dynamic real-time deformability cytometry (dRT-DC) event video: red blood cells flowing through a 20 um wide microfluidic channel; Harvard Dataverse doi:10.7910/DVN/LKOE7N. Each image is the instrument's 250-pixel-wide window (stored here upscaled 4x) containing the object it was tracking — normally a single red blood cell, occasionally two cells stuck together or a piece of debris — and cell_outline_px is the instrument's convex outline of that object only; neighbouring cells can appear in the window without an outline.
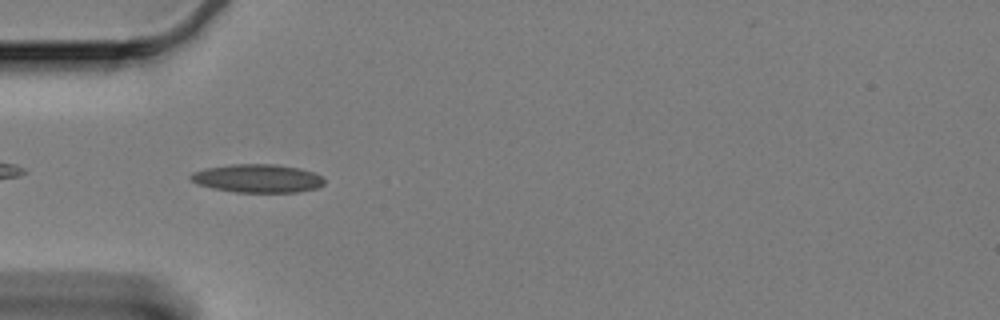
{"species": "Egyptian fruit bat (a non-hibernating species)", "species_latin": "Rousettus aegyptiacus", "temperature_condition": "cold", "stored_images_in_passage": 38, "camera_frame_rate_fps": 3000, "um_per_image_px": 0.085, "animal": {"sex": "female"}, "frame": {"image": 1, "passage_image": 2, "time_ms": 0.333, "image_size_px": [1000, 320], "cell_outline_px": [[324, 184], [316, 188], [296, 192], [236, 192], [212, 188], [196, 184], [188, 176], [192, 172], [204, 168], [232, 164], [276, 164], [300, 168], [312, 172], [320, 176], [324, 180]], "centroid_in_image_um": [21.85, 15.16], "position_along_channel_um": 63.2, "area_um2": 22.08}}
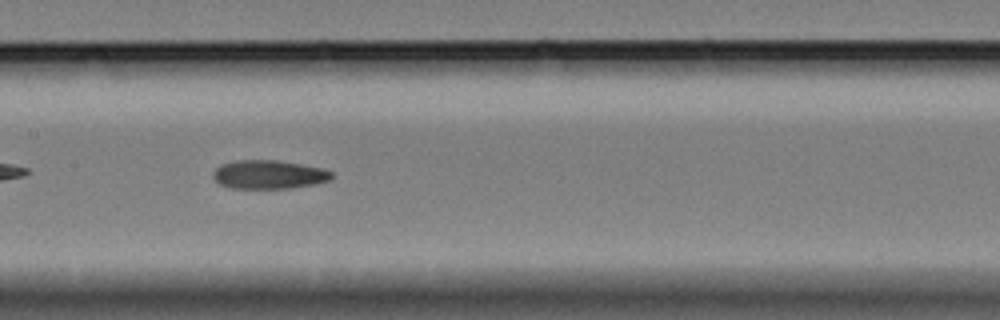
{"frame": {"image": 2, "passage_image": 13, "time_ms": 4.0, "image_size_px": [1000, 320], "cell_outline_px": [[332, 176], [328, 180], [316, 184], [292, 188], [232, 188], [220, 184], [212, 176], [212, 172], [220, 164], [236, 160], [276, 160], [324, 168], [332, 172]], "centroid_in_image_um": [22.83, 14.83], "position_along_channel_um": 184.6, "area_um2": 19.83}}
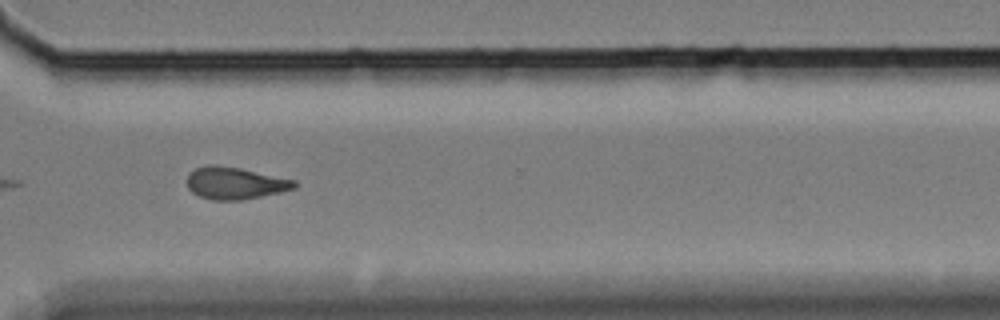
{"frame": {"image": 3, "passage_image": 28, "time_ms": 9.0, "image_size_px": [1000, 320], "cell_outline_px": [[296, 188], [280, 192], [240, 200], [212, 200], [200, 196], [192, 192], [188, 188], [188, 172], [196, 168], [208, 164], [216, 164], [240, 168], [296, 180]], "centroid_in_image_um": [19.96, 15.55], "position_along_channel_um": 350.6, "area_um2": 20.06}}